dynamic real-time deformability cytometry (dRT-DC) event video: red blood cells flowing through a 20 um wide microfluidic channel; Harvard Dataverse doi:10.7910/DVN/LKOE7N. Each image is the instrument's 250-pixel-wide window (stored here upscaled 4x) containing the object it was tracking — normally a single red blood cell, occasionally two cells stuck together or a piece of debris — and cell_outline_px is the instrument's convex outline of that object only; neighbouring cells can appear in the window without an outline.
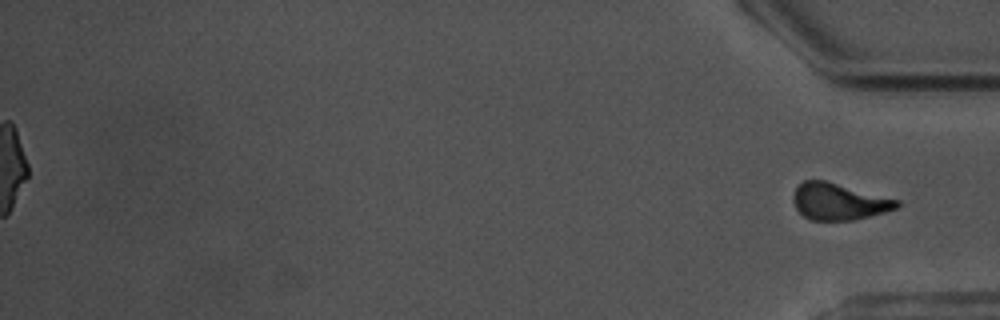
{"species": "common noctule bat (a hibernating species)", "species_latin": "Nyctalus noctula", "temperature_condition": "warm", "stored_images_in_passage": 59, "segment_of_instrument_passage": [2, 2], "camera_frame_rate_fps": 3000, "um_per_image_px": 0.085, "animal": {"sex": "male", "body_mass_g": 17.5, "forearm_length_mm": 52.3}, "frame": {"image": 1, "passage_image": 59, "time_ms": 19.333, "image_size_px": [1000, 320], "cell_outline_px": [[900, 204], [896, 208], [884, 212], [852, 220], [808, 220], [796, 208], [792, 196], [796, 188], [804, 180], [824, 180], [900, 200]], "centroid_in_image_um": [71.28, 17.13], "position_along_channel_um": 363.9, "area_um2": 21.91}}